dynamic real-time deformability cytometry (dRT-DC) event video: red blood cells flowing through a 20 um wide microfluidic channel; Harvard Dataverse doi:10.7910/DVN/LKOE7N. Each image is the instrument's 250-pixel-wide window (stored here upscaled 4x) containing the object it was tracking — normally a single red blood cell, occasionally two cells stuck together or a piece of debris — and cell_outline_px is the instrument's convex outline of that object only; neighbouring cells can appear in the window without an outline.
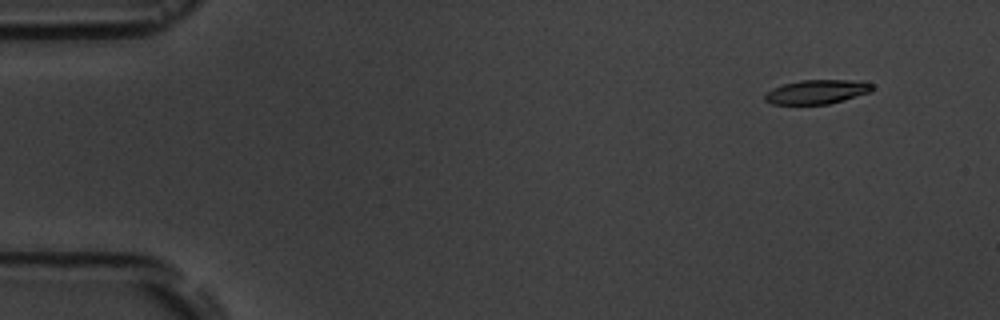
{"species": "common noctule bat (a hibernating species)", "species_latin": "Nyctalus noctula", "temperature_condition": "room temperature", "stored_images_in_passage": 6, "camera_frame_rate_fps": 3000, "um_per_image_px": 0.085, "animal": {"sex": "male", "body_mass_g": 19.5, "forearm_length_mm": 54.6}, "frame": {"image": 1, "passage_image": 2, "time_ms": 1.0, "image_size_px": [1000, 320], "cell_outline_px": [[872, 92], [844, 100], [828, 104], [772, 104], [764, 100], [764, 92], [772, 88], [784, 84], [800, 80], [864, 80], [872, 84]], "centroid_in_image_um": [69.44, 7.8], "position_along_channel_um": 15.6, "area_um2": 15.32}}
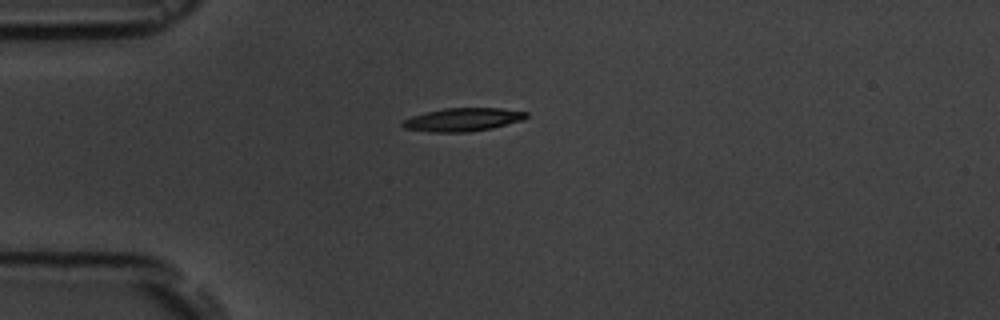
{"frame": {"image": 2, "passage_image": 5, "time_ms": 4.333, "image_size_px": [1000, 320], "cell_outline_px": [[528, 116], [524, 120], [492, 128], [468, 132], [432, 132], [404, 128], [400, 124], [404, 120], [412, 116], [424, 112], [444, 108], [500, 108], [528, 112]], "centroid_in_image_um": [39.35, 10.16], "position_along_channel_um": 45.6, "area_um2": 16.82}}